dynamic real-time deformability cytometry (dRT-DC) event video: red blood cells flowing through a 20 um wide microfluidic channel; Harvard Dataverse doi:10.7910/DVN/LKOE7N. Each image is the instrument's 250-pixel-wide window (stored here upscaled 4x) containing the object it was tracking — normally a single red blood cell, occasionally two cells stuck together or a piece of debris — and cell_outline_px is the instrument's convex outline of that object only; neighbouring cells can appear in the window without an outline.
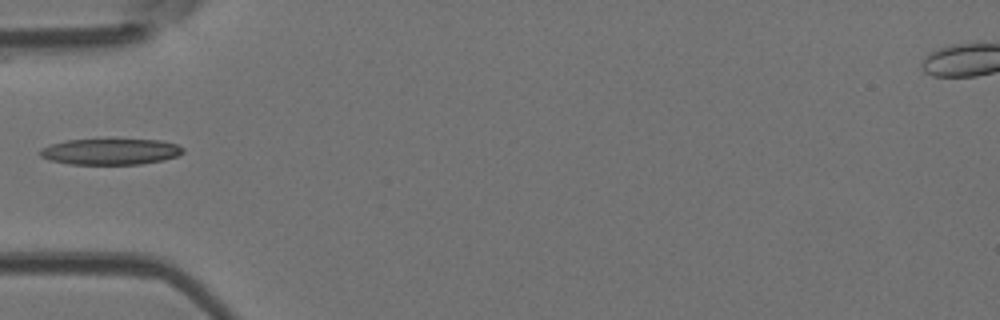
{"species": "Egyptian fruit bat (a non-hibernating species)", "species_latin": "Rousettus aegyptiacus", "temperature_condition": "room temperature", "stored_images_in_passage": 7, "camera_frame_rate_fps": 3000, "um_per_image_px": 0.085, "animal": {"sex": "female"}, "frame": {"image": 1, "passage_image": 5, "time_ms": 4.667, "image_size_px": [1000, 320], "cell_outline_px": [[184, 152], [176, 156], [164, 160], [140, 164], [68, 164], [48, 160], [40, 156], [40, 148], [52, 144], [68, 140], [160, 140], [176, 144], [184, 148]], "centroid_in_image_um": [9.38, 12.9], "position_along_channel_um": 75.6, "area_um2": 21.56}}
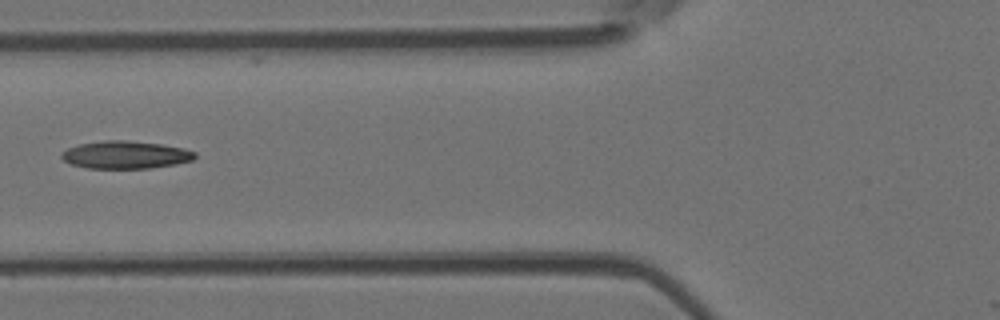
{"frame": {"image": 2, "passage_image": 6, "time_ms": 5.667, "image_size_px": [1000, 320], "cell_outline_px": [[196, 156], [192, 160], [176, 164], [148, 168], [88, 168], [72, 164], [64, 160], [60, 156], [60, 152], [68, 148], [80, 144], [104, 140], [128, 140], [160, 144], [184, 148], [196, 152]], "centroid_in_image_um": [10.67, 13.15], "position_along_channel_um": 115.1, "area_um2": 21.44}}
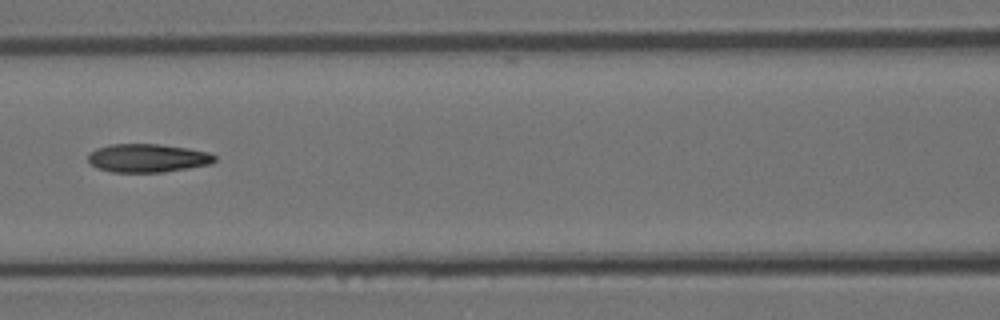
{"frame": {"image": 3, "passage_image": 7, "time_ms": 6.667, "image_size_px": [1000, 320], "cell_outline_px": [[216, 160], [212, 164], [164, 172], [112, 172], [96, 168], [88, 160], [88, 156], [96, 148], [108, 144], [160, 144], [188, 148], [208, 152], [216, 156]], "centroid_in_image_um": [12.56, 13.43], "position_along_channel_um": 154.0, "area_um2": 21.04}}